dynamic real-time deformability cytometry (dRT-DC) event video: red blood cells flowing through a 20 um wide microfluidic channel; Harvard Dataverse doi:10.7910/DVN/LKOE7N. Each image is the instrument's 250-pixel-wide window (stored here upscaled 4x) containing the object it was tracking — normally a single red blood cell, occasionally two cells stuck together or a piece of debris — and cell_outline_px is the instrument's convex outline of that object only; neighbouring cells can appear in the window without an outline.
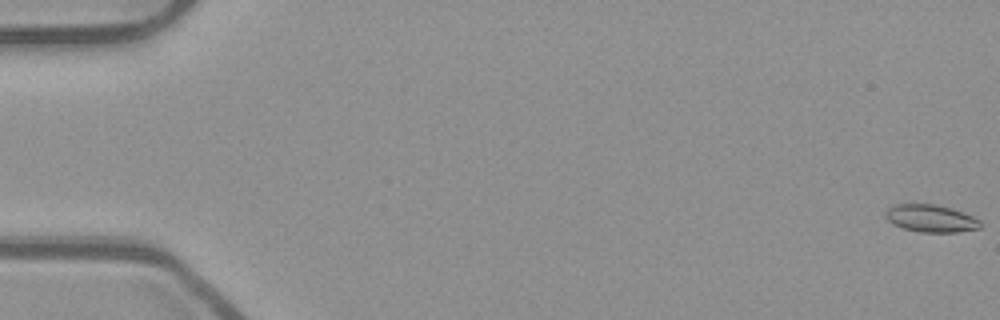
{"species": "common noctule bat (a hibernating species)", "species_latin": "Nyctalus noctula", "temperature_condition": "room temperature", "stored_images_in_passage": 54, "camera_frame_rate_fps": 3000, "um_per_image_px": 0.085, "animal": {"sex": "male", "body_mass_g": 23.1, "forearm_length_mm": 52.7}, "frame": {"image": 1, "passage_image": 1, "time_ms": 0.0, "image_size_px": [1000, 320], "cell_outline_px": [[980, 228], [960, 232], [920, 232], [904, 228], [892, 224], [884, 216], [884, 212], [888, 208], [896, 204], [932, 204], [952, 208], [964, 212], [980, 220]], "centroid_in_image_um": [79.11, 18.56], "position_along_channel_um": 5.9, "area_um2": 15.2}}
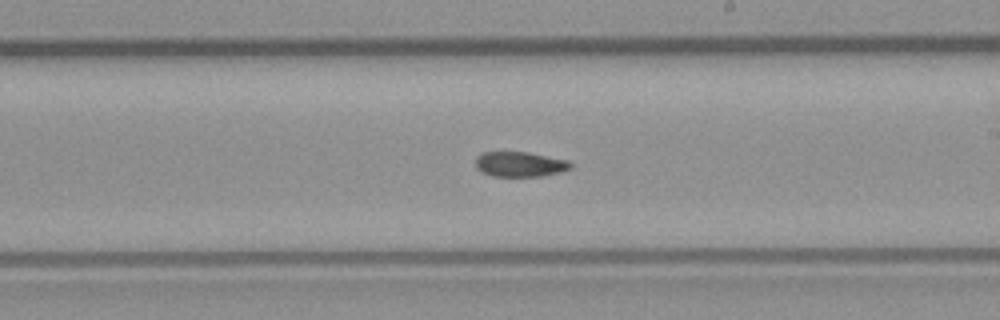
{"frame": {"image": 2, "passage_image": 32, "time_ms": 10.333, "image_size_px": [1000, 320], "cell_outline_px": [[572, 168], [560, 172], [544, 176], [492, 176], [480, 172], [476, 168], [476, 156], [480, 152], [528, 152], [568, 160], [572, 164]], "centroid_in_image_um": [44.17, 13.96], "position_along_channel_um": 244.8, "area_um2": 14.05}}
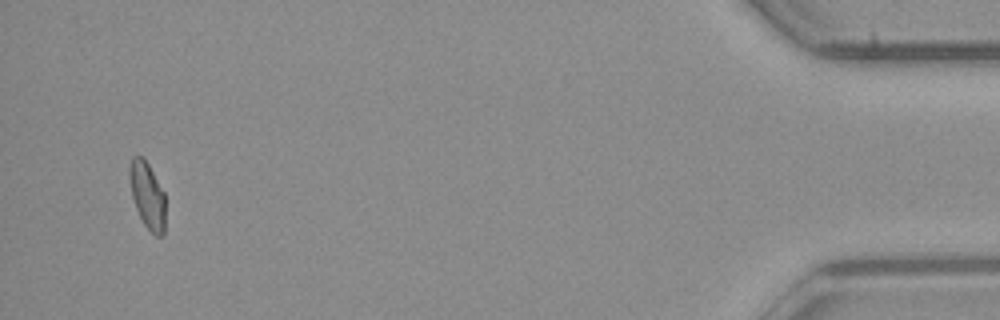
{"frame": {"image": 3, "passage_image": 52, "time_ms": 17.0, "image_size_px": [1000, 320], "cell_outline_px": [[164, 236], [156, 236], [144, 224], [136, 208], [132, 196], [128, 176], [128, 168], [132, 156], [144, 156], [164, 192]], "centroid_in_image_um": [12.5, 16.55], "position_along_channel_um": 422.7, "area_um2": 13.93}}